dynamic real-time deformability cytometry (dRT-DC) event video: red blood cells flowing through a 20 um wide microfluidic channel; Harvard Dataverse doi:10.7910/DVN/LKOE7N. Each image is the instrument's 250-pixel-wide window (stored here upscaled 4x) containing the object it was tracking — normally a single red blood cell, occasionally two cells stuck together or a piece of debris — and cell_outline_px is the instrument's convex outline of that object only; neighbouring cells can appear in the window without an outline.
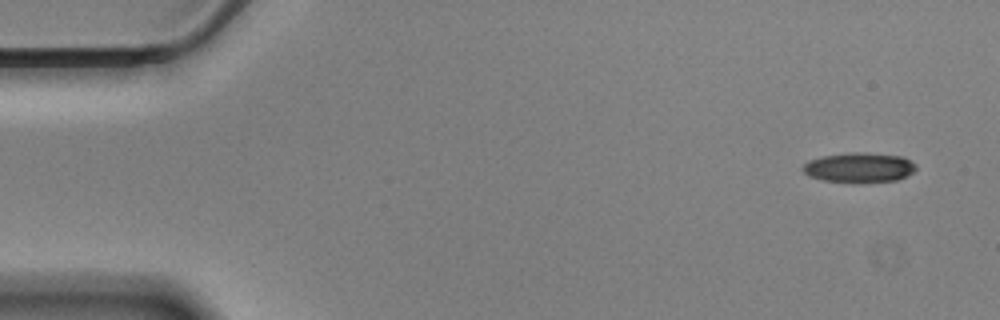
{"species": "Egyptian fruit bat (a non-hibernating species)", "species_latin": "Rousettus aegyptiacus", "temperature_condition": "cold", "stored_images_in_passage": 55, "camera_frame_rate_fps": 3000, "um_per_image_px": 0.085, "animal": {"sex": "male"}, "frame": {"image": 1, "passage_image": 1, "time_ms": 0.0, "image_size_px": [1000, 320], "cell_outline_px": [[916, 168], [908, 176], [896, 180], [860, 184], [852, 184], [824, 180], [808, 176], [800, 168], [808, 160], [820, 156], [852, 152], [864, 152], [904, 156], [916, 164]], "centroid_in_image_um": [73.02, 14.26], "position_along_channel_um": 12.0, "area_um2": 20.35}}
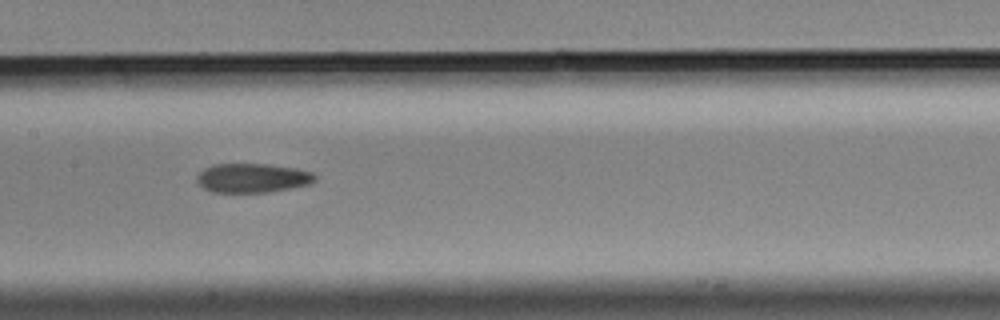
{"frame": {"image": 2, "passage_image": 26, "time_ms": 8.333, "image_size_px": [1000, 320], "cell_outline_px": [[316, 180], [308, 184], [268, 192], [212, 192], [204, 188], [196, 180], [196, 176], [204, 168], [212, 164], [268, 164], [296, 168], [312, 172], [316, 176]], "centroid_in_image_um": [21.43, 15.12], "position_along_channel_um": 186.0, "area_um2": 20.0}}
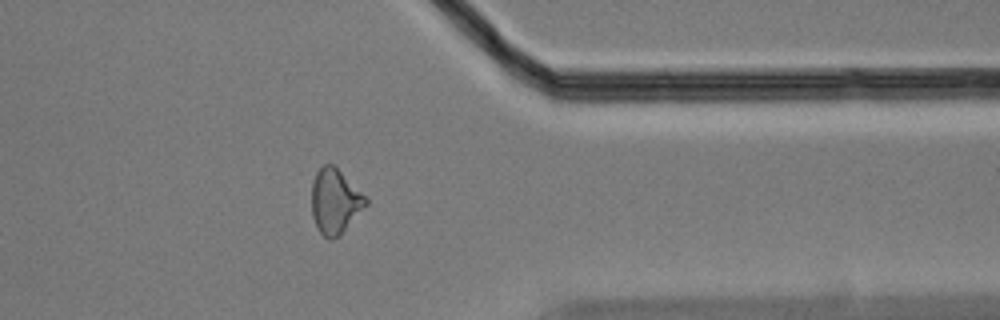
{"frame": {"image": 3, "passage_image": 44, "time_ms": 14.333, "image_size_px": [1000, 320], "cell_outline_px": [[368, 204], [340, 236], [332, 240], [328, 240], [316, 228], [312, 216], [312, 184], [316, 172], [324, 164], [332, 164], [368, 200]], "centroid_in_image_um": [28.45, 17.17], "position_along_channel_um": 382.9, "area_um2": 20.23}, "authors_computed_cell_mechanics": {"area_um2": 20.519, "velocity_mm_per_s": 3.4665, "shape_relaxation_time_tau1_ms": 6.4006, "shape_relaxation_time_tau2_ms": 4.0825, "deformation_change_tau1": 0.1541, "deformation_change_tau2": 0.1246}}